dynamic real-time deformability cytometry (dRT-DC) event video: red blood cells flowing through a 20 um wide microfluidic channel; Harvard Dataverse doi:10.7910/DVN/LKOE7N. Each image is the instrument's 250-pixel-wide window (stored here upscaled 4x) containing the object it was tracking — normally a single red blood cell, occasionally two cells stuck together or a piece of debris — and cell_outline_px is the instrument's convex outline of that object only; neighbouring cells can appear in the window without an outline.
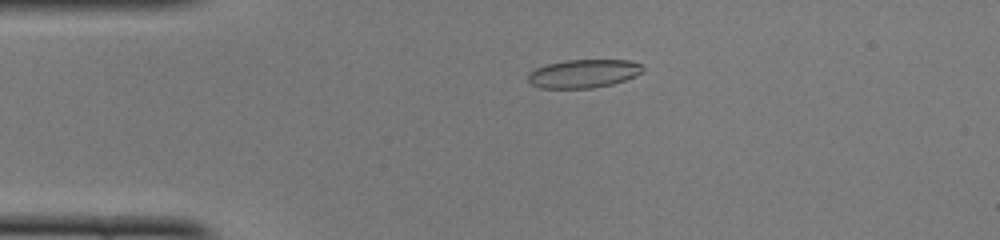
{"species": "common noctule bat (a hibernating species)", "species_latin": "Nyctalus noctula", "temperature_condition": "cold", "stored_images_in_passage": 43, "camera_frame_rate_fps": 3000, "um_per_image_px": 0.085, "animal": {"sex": "female", "body_mass_g": 22.0, "forearm_length_mm": 56.7}, "frame": {"image": 1, "passage_image": 5, "time_ms": 1.333, "image_size_px": [1000, 240], "cell_outline_px": [[644, 68], [636, 76], [612, 84], [592, 88], [540, 88], [528, 84], [528, 72], [536, 68], [548, 64], [564, 60], [628, 60], [644, 64]], "centroid_in_image_um": [49.58, 6.25], "position_along_channel_um": 35.4, "area_um2": 19.13}}
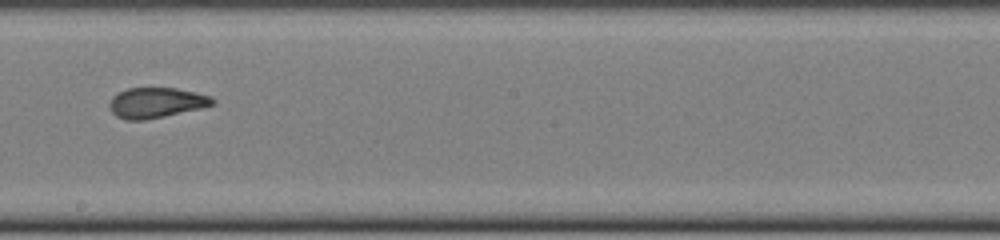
{"frame": {"image": 2, "passage_image": 22, "time_ms": 7.0, "image_size_px": [1000, 240], "cell_outline_px": [[216, 104], [204, 108], [144, 120], [124, 120], [116, 116], [112, 112], [108, 104], [112, 96], [128, 88], [176, 88], [196, 92], [212, 96], [216, 100]], "centroid_in_image_um": [13.32, 8.73], "position_along_channel_um": 234.9, "area_um2": 18.44}}
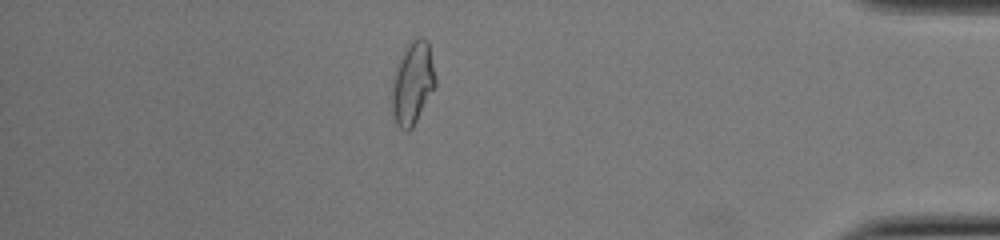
{"frame": {"image": 3, "passage_image": 37, "time_ms": 12.0, "image_size_px": [1000, 240], "cell_outline_px": [[436, 88], [412, 128], [408, 132], [404, 132], [396, 124], [392, 116], [392, 76], [396, 64], [408, 44], [412, 40], [420, 36], [424, 36], [428, 40], [436, 80]], "centroid_in_image_um": [35.07, 7.08], "position_along_channel_um": 400.1, "area_um2": 21.44}, "authors_computed_cell_mechanics": {"area_um2": 19.1318, "velocity_mm_per_s": 4.0996, "shape_relaxation_time_tau1_ms": null, "shape_relaxation_time_tau2_ms": 1.3154, "deformation_change_tau1": null, "deformation_change_tau2": 0.0879}}